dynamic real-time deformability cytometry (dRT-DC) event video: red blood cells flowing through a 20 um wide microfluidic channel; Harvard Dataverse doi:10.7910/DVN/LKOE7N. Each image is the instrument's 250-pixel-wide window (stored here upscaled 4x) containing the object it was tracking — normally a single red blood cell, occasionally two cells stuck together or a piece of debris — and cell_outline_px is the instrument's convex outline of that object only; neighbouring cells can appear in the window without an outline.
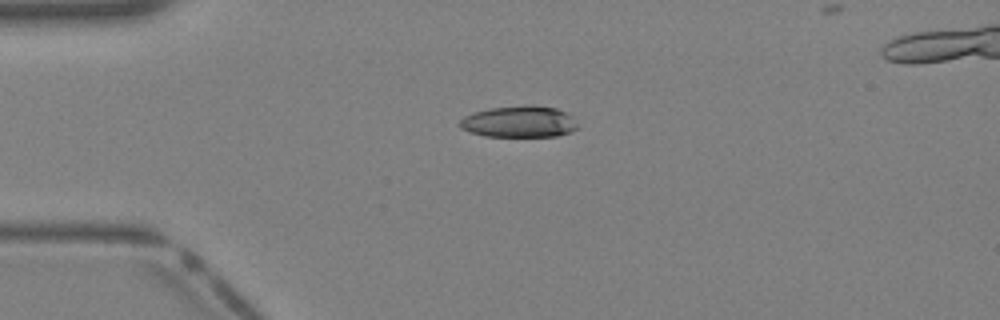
{"species": "Egyptian fruit bat (a non-hibernating species)", "species_latin": "Rousettus aegyptiacus", "temperature_condition": "warm", "stored_images_in_passage": 32, "segment_of_instrument_passage": [1, 2], "camera_frame_rate_fps": 3000, "um_per_image_px": 0.085, "animal": {"sex": "female"}, "frame": {"image": 1, "passage_image": 1, "time_ms": 0.0, "image_size_px": [1000, 320], "cell_outline_px": [[580, 128], [556, 136], [484, 136], [468, 132], [460, 128], [460, 120], [464, 116], [472, 112], [492, 108], [524, 104], [532, 104], [556, 108], [572, 116]], "centroid_in_image_um": [44.12, 10.33], "position_along_channel_um": 40.9, "area_um2": 21.85}}
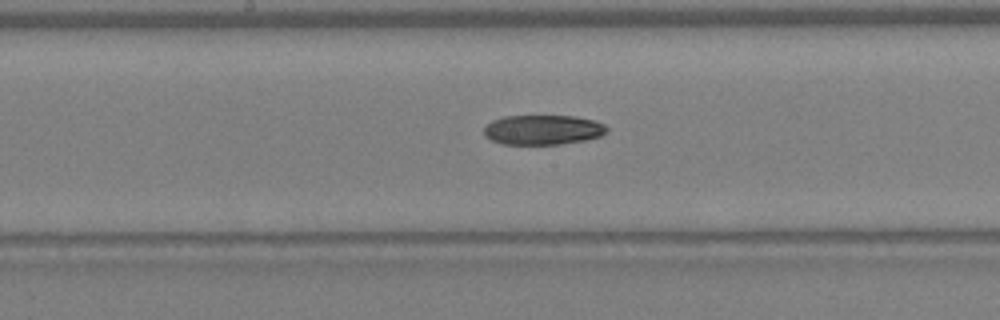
{"frame": {"image": 2, "passage_image": 12, "time_ms": 3.667, "image_size_px": [1000, 320], "cell_outline_px": [[608, 132], [600, 136], [584, 140], [560, 144], [500, 144], [484, 136], [484, 128], [492, 120], [504, 116], [572, 116], [596, 120], [604, 124], [608, 128]], "centroid_in_image_um": [46.15, 11.03], "position_along_channel_um": 202.1, "area_um2": 21.39}}
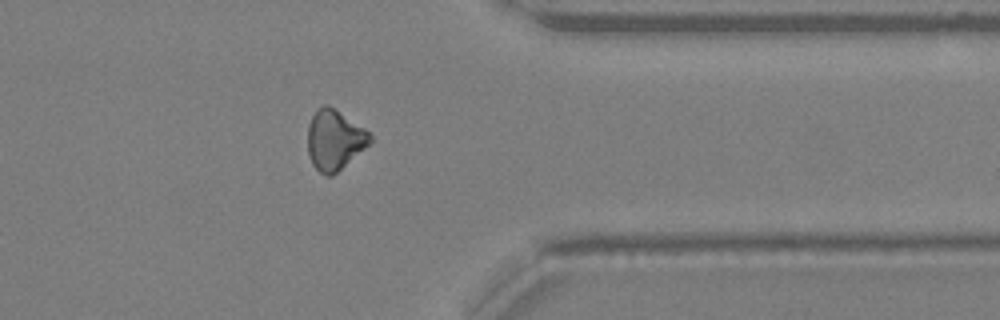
{"frame": {"image": 3, "passage_image": 23, "time_ms": 7.333, "image_size_px": [1000, 320], "cell_outline_px": [[372, 140], [364, 148], [332, 176], [328, 176], [320, 172], [312, 164], [308, 152], [308, 124], [316, 108], [324, 104], [328, 104], [364, 128], [372, 136]], "centroid_in_image_um": [28.4, 11.87], "position_along_channel_um": 383.0, "area_um2": 21.56}}